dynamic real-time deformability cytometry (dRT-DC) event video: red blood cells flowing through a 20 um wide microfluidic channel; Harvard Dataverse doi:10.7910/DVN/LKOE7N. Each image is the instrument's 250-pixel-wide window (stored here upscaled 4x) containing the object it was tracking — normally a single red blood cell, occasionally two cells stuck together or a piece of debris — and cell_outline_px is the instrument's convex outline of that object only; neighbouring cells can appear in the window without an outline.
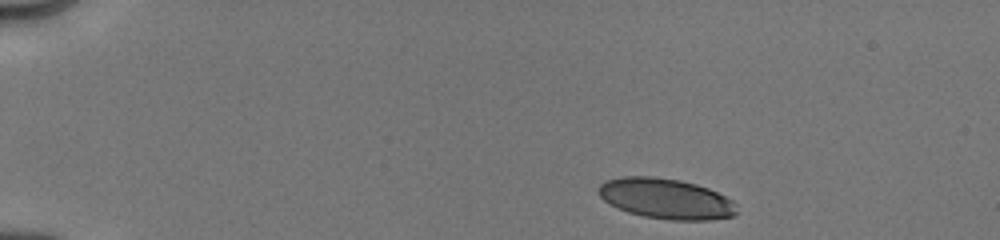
{"species": "human", "species_latin": "Homo sapiens", "temperature_condition": "cold", "stored_images_in_passage": 8, "camera_frame_rate_fps": 3000, "um_per_image_px": 0.085, "donor": {"sex": "male"}, "frame": {"image": 1, "passage_image": 1, "time_ms": 0.0, "image_size_px": [1000, 240], "cell_outline_px": [[736, 216], [708, 220], [672, 220], [644, 216], [628, 212], [604, 200], [600, 196], [596, 188], [604, 180], [624, 176], [652, 176], [680, 180], [696, 184], [708, 188], [732, 200], [736, 204]], "centroid_in_image_um": [56.6, 16.88], "position_along_channel_um": 28.4, "area_um2": 32.54}}
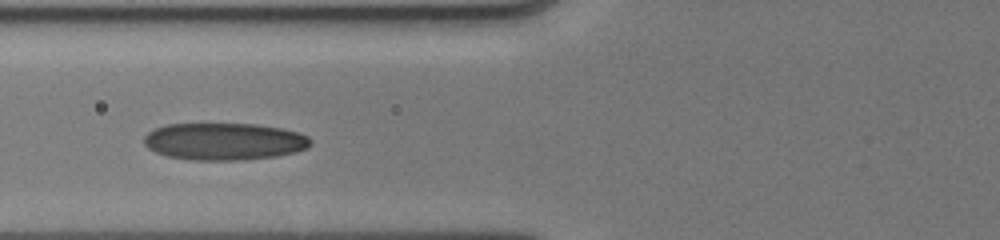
{"frame": {"image": 2, "passage_image": 6, "time_ms": 4.333, "image_size_px": [1000, 240], "cell_outline_px": [[312, 144], [308, 148], [296, 152], [276, 156], [244, 160], [192, 160], [168, 156], [156, 152], [148, 148], [144, 144], [144, 136], [148, 132], [156, 128], [168, 124], [256, 124], [280, 128], [296, 132], [308, 136], [312, 140]], "centroid_in_image_um": [19.08, 12.03], "position_along_channel_um": 106.7, "area_um2": 36.13}}
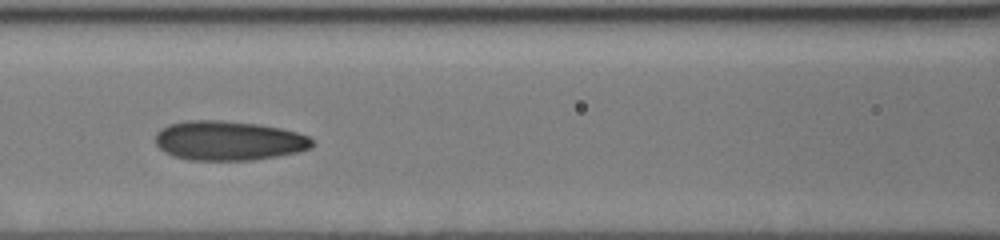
{"frame": {"image": 3, "passage_image": 7, "time_ms": 5.333, "image_size_px": [1000, 240], "cell_outline_px": [[316, 144], [312, 148], [296, 152], [276, 156], [252, 160], [188, 160], [172, 156], [164, 152], [156, 144], [156, 132], [160, 128], [168, 124], [184, 120], [224, 120], [260, 124], [280, 128], [296, 132], [308, 136], [316, 140]], "centroid_in_image_um": [19.43, 11.95], "position_along_channel_um": 147.2, "area_um2": 36.53}}